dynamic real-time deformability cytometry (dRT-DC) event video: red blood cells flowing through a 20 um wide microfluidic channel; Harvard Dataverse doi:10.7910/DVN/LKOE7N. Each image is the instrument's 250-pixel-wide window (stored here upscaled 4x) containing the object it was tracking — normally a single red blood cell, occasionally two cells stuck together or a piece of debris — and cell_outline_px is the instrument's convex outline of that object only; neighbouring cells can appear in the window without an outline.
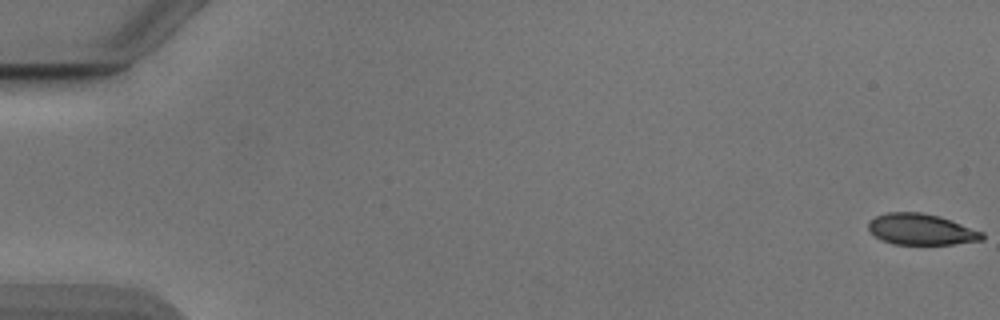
{"species": "Egyptian fruit bat (a non-hibernating species)", "species_latin": "Rousettus aegyptiacus", "temperature_condition": "cold", "stored_images_in_passage": 54, "camera_frame_rate_fps": 3000, "um_per_image_px": 0.085, "animal": {"sex": "male"}, "frame": {"image": 1, "passage_image": 1, "time_ms": 0.0, "image_size_px": [1000, 320], "cell_outline_px": [[984, 240], [952, 244], [892, 244], [876, 236], [868, 228], [868, 220], [876, 216], [888, 212], [920, 212], [940, 216], [984, 232]], "centroid_in_image_um": [78.32, 19.49], "position_along_channel_um": 6.7, "area_um2": 20.58}}
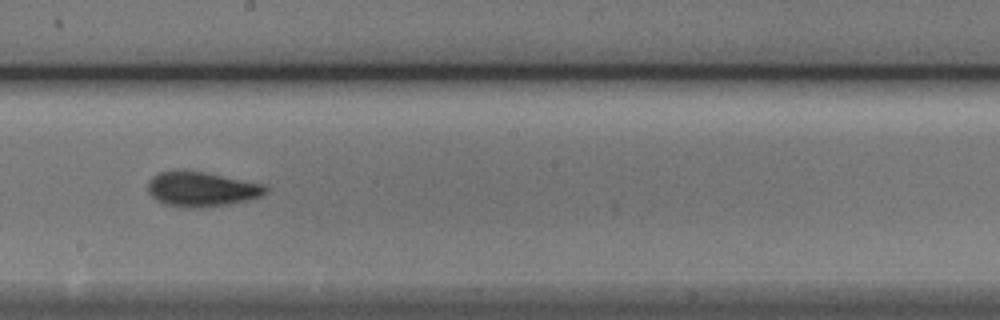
{"frame": {"image": 2, "passage_image": 31, "time_ms": 10.0, "image_size_px": [1000, 320], "cell_outline_px": [[268, 192], [260, 196], [248, 200], [232, 204], [200, 208], [184, 208], [164, 204], [156, 200], [148, 192], [148, 180], [152, 176], [160, 172], [184, 168], [264, 184], [268, 188]], "centroid_in_image_um": [17.11, 16.07], "position_along_channel_um": 231.1, "area_um2": 24.39}}
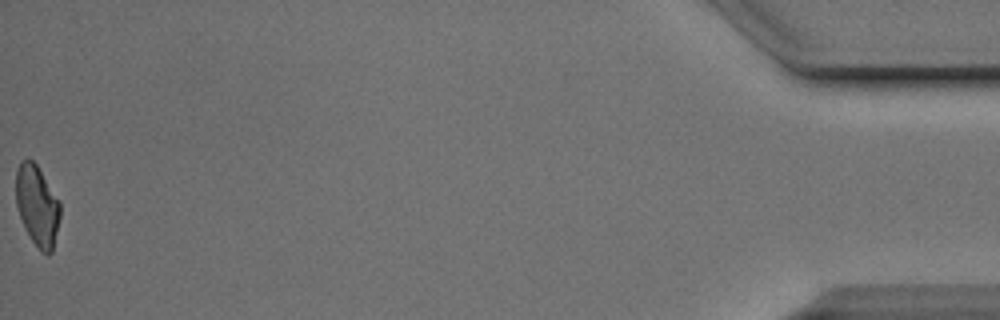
{"frame": {"image": 3, "passage_image": 54, "time_ms": 17.667, "image_size_px": [1000, 320], "cell_outline_px": [[60, 216], [52, 252], [48, 256], [40, 252], [24, 228], [16, 204], [16, 172], [20, 160], [32, 160], [36, 164], [60, 200]], "centroid_in_image_um": [3.17, 17.5], "position_along_channel_um": 432.0, "area_um2": 20.87}, "authors_computed_cell_mechanics": {"area_um2": 22.2819, "velocity_mm_per_s": 3.8879, "shape_relaxation_time_tau1_ms": 3.6407, "shape_relaxation_time_tau2_ms": 1.8954, "deformation_change_tau1": 0.133, "deformation_change_tau2": 0.0633}}